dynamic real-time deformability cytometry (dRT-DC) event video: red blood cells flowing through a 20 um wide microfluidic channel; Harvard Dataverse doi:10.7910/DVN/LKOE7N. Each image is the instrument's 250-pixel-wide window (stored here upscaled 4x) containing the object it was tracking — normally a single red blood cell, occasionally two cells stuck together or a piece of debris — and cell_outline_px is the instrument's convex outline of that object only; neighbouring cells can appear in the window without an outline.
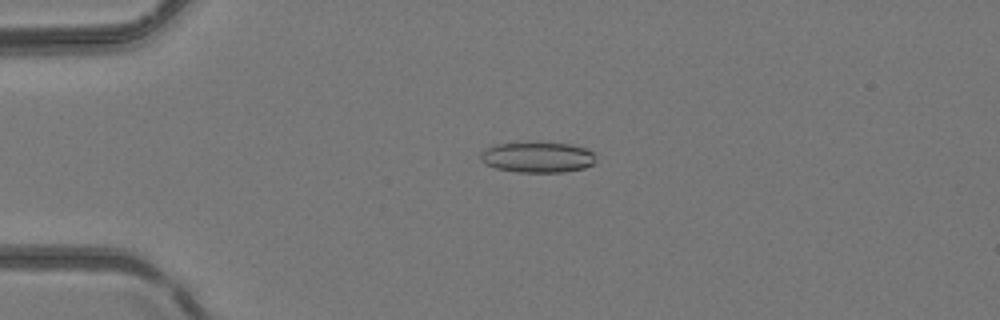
{"species": "common noctule bat (a hibernating species)", "species_latin": "Nyctalus noctula", "temperature_condition": "room temperature", "stored_images_in_passage": 24, "camera_frame_rate_fps": 3000, "um_per_image_px": 0.085, "animal": {"sex": "female", "body_mass_g": 24.6, "forearm_length_mm": 56.2}, "frame": {"image": 1, "passage_image": 12, "time_ms": 3.667, "image_size_px": [1000, 320], "cell_outline_px": [[596, 160], [592, 164], [584, 168], [564, 172], [516, 172], [496, 168], [484, 164], [480, 160], [480, 152], [496, 144], [572, 144], [588, 148], [596, 152]], "centroid_in_image_um": [45.74, 13.39], "position_along_channel_um": 39.3, "area_um2": 20.4}}
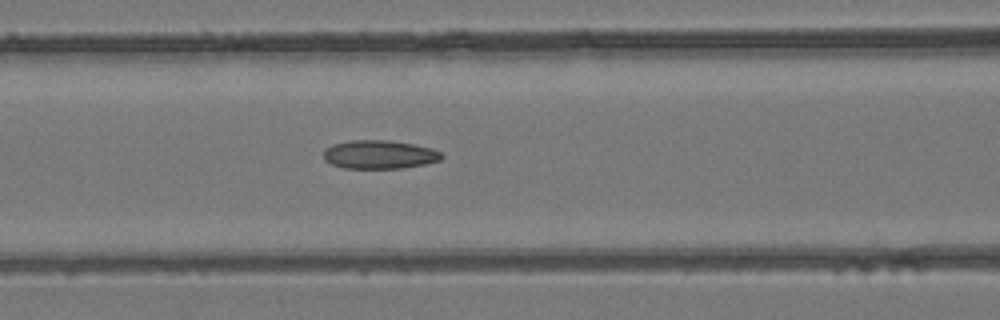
{"frame": {"image": 2, "passage_image": 21, "time_ms": 6.667, "image_size_px": [1000, 320], "cell_outline_px": [[444, 156], [440, 160], [424, 164], [404, 168], [344, 168], [332, 164], [324, 160], [324, 148], [332, 144], [352, 140], [388, 140], [412, 144], [432, 148], [440, 152]], "centroid_in_image_um": [32.23, 13.13], "position_along_channel_um": 134.4, "area_um2": 19.65}}
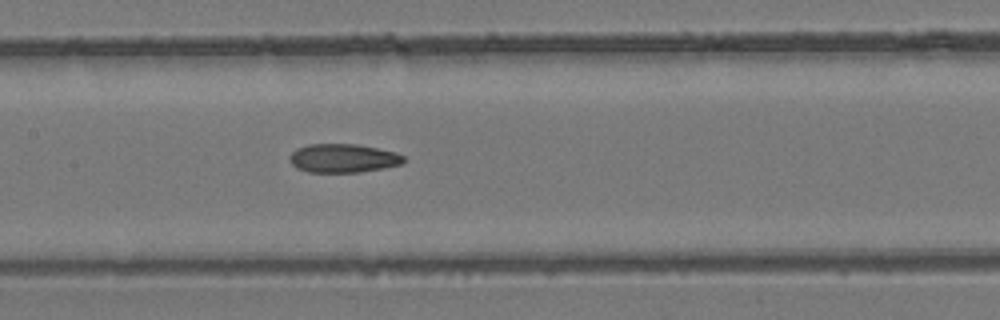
{"frame": {"image": 3, "passage_image": 24, "time_ms": 7.667, "image_size_px": [1000, 320], "cell_outline_px": [[404, 164], [384, 168], [360, 172], [308, 172], [296, 168], [292, 164], [288, 156], [296, 148], [308, 144], [356, 144], [396, 152], [404, 156]], "centroid_in_image_um": [29.16, 13.45], "position_along_channel_um": 178.2, "area_um2": 19.19}}